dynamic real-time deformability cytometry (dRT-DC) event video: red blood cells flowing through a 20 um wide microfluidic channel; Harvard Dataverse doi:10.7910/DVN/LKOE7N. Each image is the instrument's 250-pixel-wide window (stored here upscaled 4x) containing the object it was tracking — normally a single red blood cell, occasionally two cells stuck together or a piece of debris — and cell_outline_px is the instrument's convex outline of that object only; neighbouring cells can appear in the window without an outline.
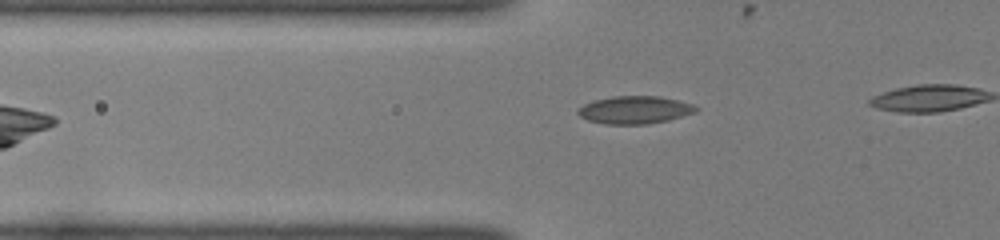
{"species": "common noctule bat (a hibernating species)", "species_latin": "Nyctalus noctula", "temperature_condition": "room temperature", "stored_images_in_passage": 29, "camera_frame_rate_fps": 3000, "um_per_image_px": 0.085, "animal": {"sex": "female", "body_mass_g": 22.0, "forearm_length_mm": 56.7}, "frame": {"image": 1, "passage_image": 3, "time_ms": 0.667, "image_size_px": [1000, 240], "cell_outline_px": [[700, 108], [696, 112], [668, 120], [648, 124], [604, 124], [588, 120], [580, 116], [576, 112], [584, 104], [596, 100], [612, 96], [660, 96], [692, 104]], "centroid_in_image_um": [53.97, 9.34], "position_along_channel_um": 71.8, "area_um2": 18.96}}
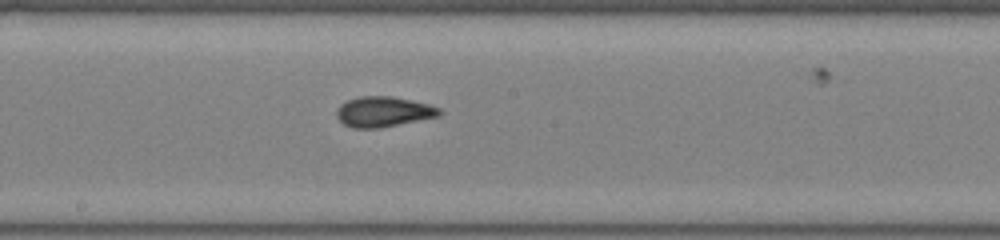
{"frame": {"image": 2, "passage_image": 14, "time_ms": 4.333, "image_size_px": [1000, 240], "cell_outline_px": [[440, 116], [376, 128], [352, 128], [344, 124], [336, 116], [336, 112], [340, 104], [348, 100], [360, 96], [392, 96], [412, 100], [428, 104], [440, 108]], "centroid_in_image_um": [32.57, 9.49], "position_along_channel_um": 215.6, "area_um2": 17.98}}
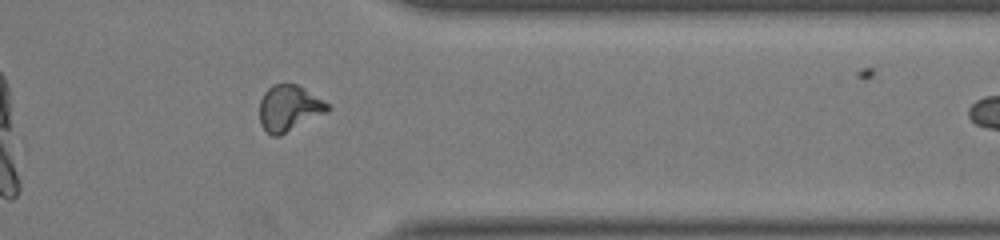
{"frame": {"image": 3, "passage_image": 27, "time_ms": 8.667, "image_size_px": [1000, 240], "cell_outline_px": [[332, 108], [328, 112], [280, 136], [272, 136], [260, 124], [260, 100], [264, 92], [272, 84], [296, 84], [304, 88], [328, 104]], "centroid_in_image_um": [24.57, 9.2], "position_along_channel_um": 386.8, "area_um2": 18.21}}